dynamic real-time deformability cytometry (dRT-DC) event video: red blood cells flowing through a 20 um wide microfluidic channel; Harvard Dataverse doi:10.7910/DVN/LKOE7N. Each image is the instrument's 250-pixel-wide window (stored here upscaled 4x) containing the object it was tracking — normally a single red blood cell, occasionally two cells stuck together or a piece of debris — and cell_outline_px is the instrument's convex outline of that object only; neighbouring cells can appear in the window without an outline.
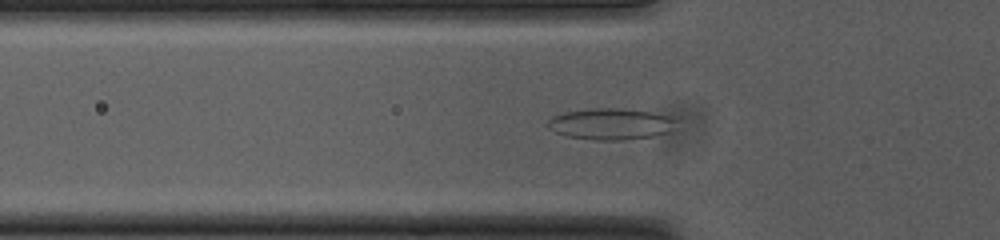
{"species": "common noctule bat (a hibernating species)", "species_latin": "Nyctalus noctula", "temperature_condition": "cold", "stored_images_in_passage": 54, "camera_frame_rate_fps": 3000, "um_per_image_px": 0.085, "animal": {"sex": "female", "body_mass_g": 23.0, "forearm_length_mm": 53.4}, "frame": {"image": 1, "passage_image": 17, "time_ms": 5.333, "image_size_px": [1000, 240], "cell_outline_px": [[672, 120], [668, 132], [652, 136], [620, 140], [592, 140], [568, 136], [556, 132], [548, 128], [548, 120], [552, 116], [564, 112], [592, 108], [616, 108], [652, 112], [664, 116]], "centroid_in_image_um": [51.78, 10.54], "position_along_channel_um": 74.0, "area_um2": 22.83}}
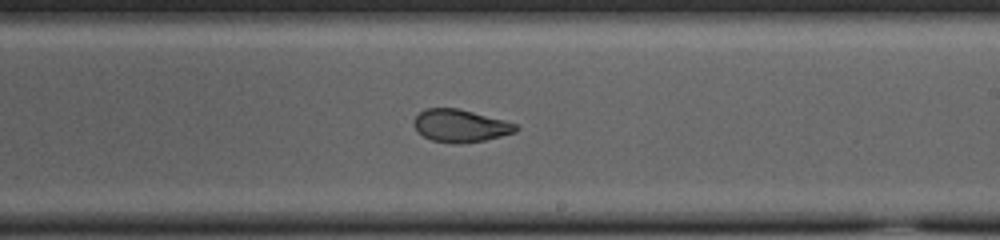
{"frame": {"image": 2, "passage_image": 31, "time_ms": 10.0, "image_size_px": [1000, 240], "cell_outline_px": [[520, 128], [516, 132], [484, 140], [460, 144], [432, 140], [424, 136], [412, 124], [412, 120], [424, 108], [460, 108], [520, 124]], "centroid_in_image_um": [39.17, 10.67], "position_along_channel_um": 249.8, "area_um2": 19.54}}
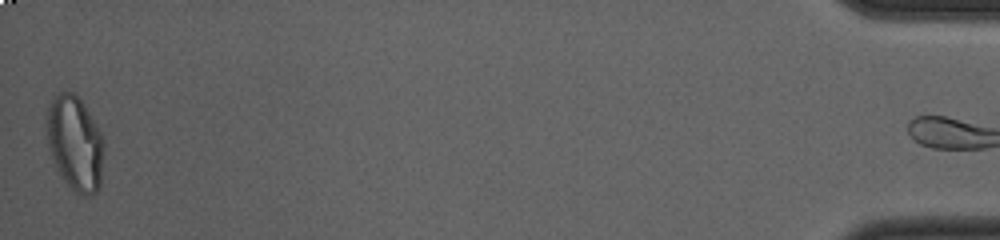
{"frame": {"image": 3, "passage_image": 53, "time_ms": 17.333, "image_size_px": [1000, 240], "cell_outline_px": [[104, 148], [100, 188], [96, 192], [88, 196], [80, 196], [64, 180], [56, 168], [52, 160], [48, 148], [48, 108], [52, 100], [60, 92], [72, 92], [84, 104], [100, 132], [104, 140]], "centroid_in_image_um": [6.4, 12.23], "position_along_channel_um": 428.8, "area_um2": 31.27}, "authors_computed_cell_mechanics": {"area_um2": 23.3512, "velocity_mm_per_s": 3.7654, "shape_relaxation_time_tau1_ms": null, "shape_relaxation_time_tau2_ms": 1.7633, "deformation_change_tau1": null, "deformation_change_tau2": 0.0791}}